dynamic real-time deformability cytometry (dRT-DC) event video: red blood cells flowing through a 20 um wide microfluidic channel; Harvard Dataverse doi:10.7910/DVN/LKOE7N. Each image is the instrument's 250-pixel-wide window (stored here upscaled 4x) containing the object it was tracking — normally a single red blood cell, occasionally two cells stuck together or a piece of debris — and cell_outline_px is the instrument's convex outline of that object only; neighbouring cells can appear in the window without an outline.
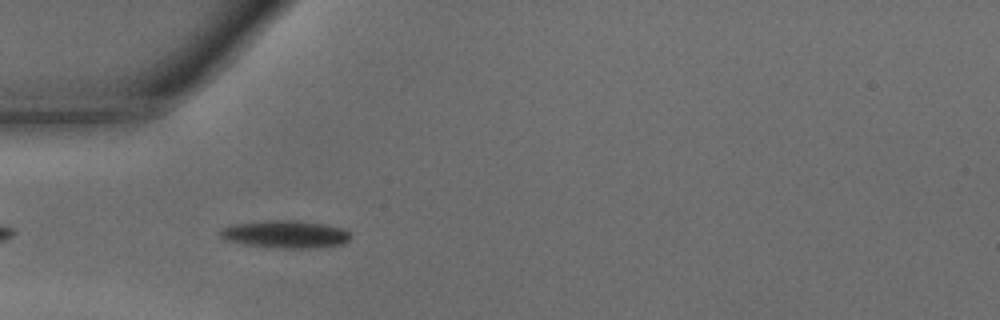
{"species": "common noctule bat (a hibernating species)", "species_latin": "Nyctalus noctula", "temperature_condition": "warm", "stored_images_in_passage": 17, "camera_frame_rate_fps": 3000, "um_per_image_px": 0.085, "animal": {"sex": "male", "body_mass_g": 15.6}, "frame": {"image": 1, "passage_image": 3, "time_ms": 0.667, "image_size_px": [1000, 320], "cell_outline_px": [[352, 236], [344, 244], [316, 248], [284, 248], [244, 244], [224, 240], [220, 236], [220, 228], [232, 224], [268, 220], [296, 220], [324, 224], [344, 228]], "centroid_in_image_um": [24.26, 19.9], "position_along_channel_um": 60.7, "area_um2": 21.1}}
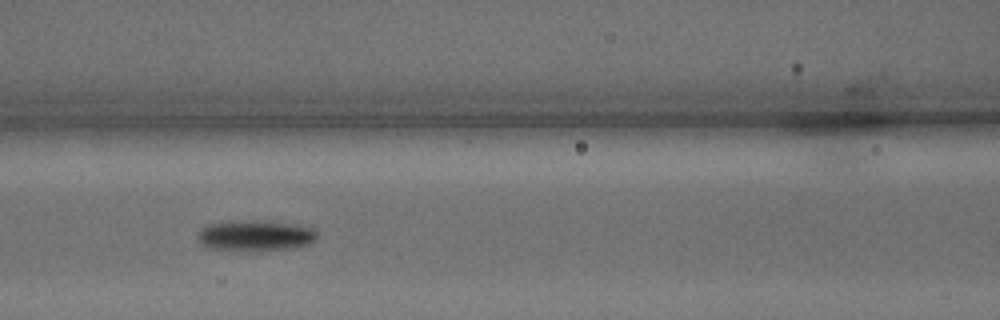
{"frame": {"image": 2, "passage_image": 9, "time_ms": 2.667, "image_size_px": [1000, 320], "cell_outline_px": [[316, 236], [308, 244], [292, 248], [248, 252], [236, 252], [208, 248], [200, 244], [200, 228], [208, 224], [252, 220], [256, 220], [292, 224], [312, 228], [316, 232]], "centroid_in_image_um": [21.65, 20.06], "position_along_channel_um": 144.9, "area_um2": 21.39}}
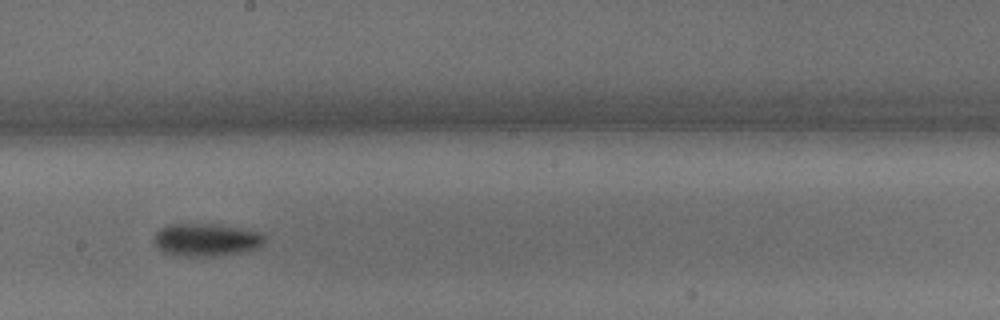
{"frame": {"image": 3, "passage_image": 15, "time_ms": 4.667, "image_size_px": [1000, 320], "cell_outline_px": [[264, 240], [256, 248], [240, 252], [212, 256], [192, 256], [164, 252], [156, 244], [156, 232], [160, 228], [168, 224], [216, 224], [260, 232], [264, 236]], "centroid_in_image_um": [17.53, 20.36], "position_along_channel_um": 230.7, "area_um2": 20.46}}